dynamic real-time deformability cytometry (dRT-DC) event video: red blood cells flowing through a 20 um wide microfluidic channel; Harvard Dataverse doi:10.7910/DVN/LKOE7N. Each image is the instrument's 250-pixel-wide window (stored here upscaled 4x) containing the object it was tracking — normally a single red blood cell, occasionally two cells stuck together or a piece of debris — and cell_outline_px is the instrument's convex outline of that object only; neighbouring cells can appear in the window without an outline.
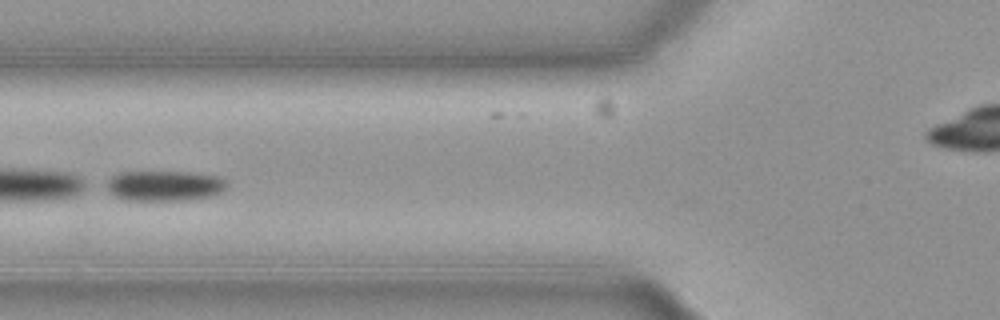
{"species": "common noctule bat (a hibernating species)", "species_latin": "Nyctalus noctula", "temperature_condition": "cold", "stored_images_in_passage": 36, "camera_frame_rate_fps": 3000, "um_per_image_px": 0.085, "animal": {"sex": "female", "body_mass_g": 19.3, "forearm_length_mm": 54.1}, "frame": {"image": 1, "passage_image": 7, "time_ms": 2.0, "image_size_px": [1000, 320], "cell_outline_px": [[228, 184], [220, 192], [212, 196], [180, 200], [124, 200], [108, 192], [100, 184], [112, 176], [120, 172], [188, 172], [220, 176], [228, 180]], "centroid_in_image_um": [13.91, 15.78], "position_along_channel_um": 111.9, "area_um2": 21.62}, "authors_computed_cell_mechanics": {"area_um2": 22.3975, "velocity_mm_per_s": 3.6645, "shape_relaxation_time_tau1_ms": 0.4318, "shape_relaxation_time_tau2_ms": null, "deformation_change_tau1": 0.2307, "deformation_change_tau2": null}}